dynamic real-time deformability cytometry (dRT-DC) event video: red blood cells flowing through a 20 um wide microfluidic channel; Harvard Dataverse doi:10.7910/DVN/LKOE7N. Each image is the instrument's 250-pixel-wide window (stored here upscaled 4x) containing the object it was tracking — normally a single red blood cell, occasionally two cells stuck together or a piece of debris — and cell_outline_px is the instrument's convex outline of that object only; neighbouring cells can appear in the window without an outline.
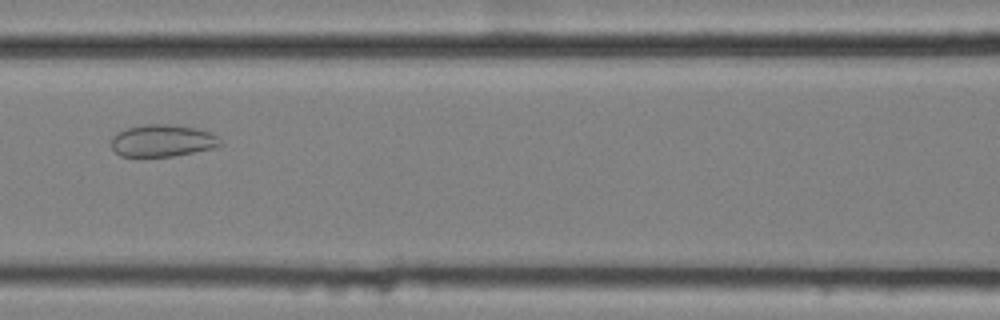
{"species": "common noctule bat (a hibernating species)", "species_latin": "Nyctalus noctula", "temperature_condition": "cold", "stored_images_in_passage": 40, "camera_frame_rate_fps": 3000, "um_per_image_px": 0.085, "animal": {"sex": "female", "body_mass_g": 25.1}, "frame": {"image": 1, "passage_image": 9, "time_ms": 2.667, "image_size_px": [1000, 320], "cell_outline_px": [[224, 144], [220, 148], [172, 156], [120, 156], [112, 148], [112, 136], [116, 132], [128, 128], [144, 124], [168, 124], [196, 128], [212, 132]], "centroid_in_image_um": [13.87, 11.96], "position_along_channel_um": 152.7, "area_um2": 20.63}}
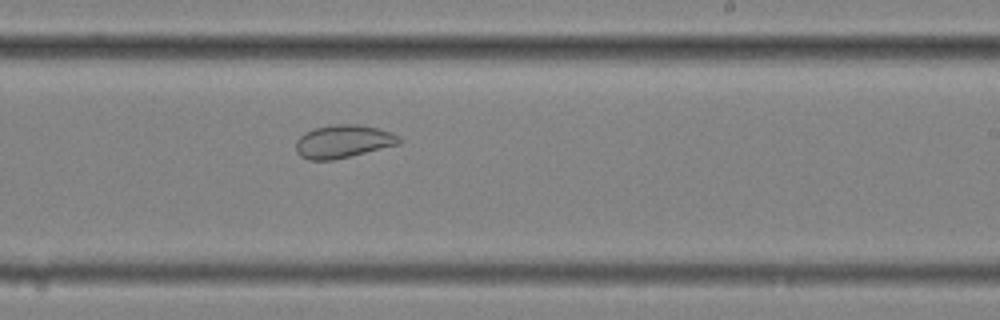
{"frame": {"image": 2, "passage_image": 18, "time_ms": 5.667, "image_size_px": [1000, 320], "cell_outline_px": [[400, 144], [332, 160], [308, 160], [300, 156], [296, 152], [296, 140], [304, 132], [316, 128], [336, 124], [356, 124], [376, 128], [392, 132], [400, 136]], "centroid_in_image_um": [29.15, 12.02], "position_along_channel_um": 259.8, "area_um2": 19.77}}
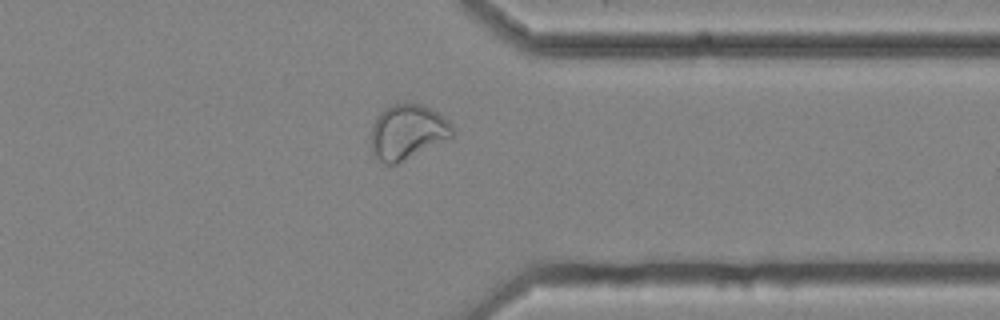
{"frame": {"image": 3, "passage_image": 28, "time_ms": 9.0, "image_size_px": [1000, 320], "cell_outline_px": [[456, 128], [452, 136], [396, 164], [384, 164], [372, 152], [372, 124], [376, 116], [384, 108], [392, 104], [420, 104], [432, 108], [448, 120]], "centroid_in_image_um": [34.64, 11.19], "position_along_channel_um": 376.8, "area_um2": 25.78}, "authors_computed_cell_mechanics": {"area_um2": 23.6113, "velocity_mm_per_s": 3.5775, "shape_relaxation_time_tau1_ms": null, "shape_relaxation_time_tau2_ms": 1.4492, "deformation_change_tau1": null, "deformation_change_tau2": 0.061}}